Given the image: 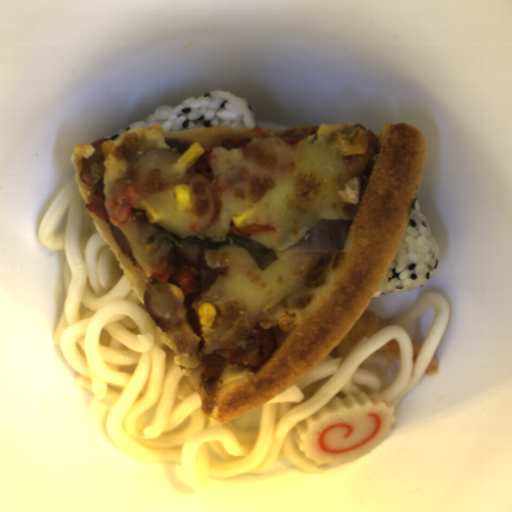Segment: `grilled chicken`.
Wrapping results in <instances>:
<instances>
[{
	"mask_svg": "<svg viewBox=\"0 0 512 512\" xmlns=\"http://www.w3.org/2000/svg\"><path fill=\"white\" fill-rule=\"evenodd\" d=\"M202 156L186 170L185 176L174 185L184 183L189 188L190 204L193 215L204 220L207 230L214 226L222 212L220 182L210 160L213 147H205Z\"/></svg>",
	"mask_w": 512,
	"mask_h": 512,
	"instance_id": "obj_1",
	"label": "grilled chicken"
},
{
	"mask_svg": "<svg viewBox=\"0 0 512 512\" xmlns=\"http://www.w3.org/2000/svg\"><path fill=\"white\" fill-rule=\"evenodd\" d=\"M278 338L275 330H262L255 343V347L249 351L236 349L212 351L201 359L206 364L202 374V381H211L217 377L223 364H236L248 369H258L265 363L277 349Z\"/></svg>",
	"mask_w": 512,
	"mask_h": 512,
	"instance_id": "obj_2",
	"label": "grilled chicken"
},
{
	"mask_svg": "<svg viewBox=\"0 0 512 512\" xmlns=\"http://www.w3.org/2000/svg\"><path fill=\"white\" fill-rule=\"evenodd\" d=\"M184 272L195 275L198 290H205L215 276L205 257L204 247L194 245H174L169 251L168 267L165 273L169 278L165 285L177 286V278Z\"/></svg>",
	"mask_w": 512,
	"mask_h": 512,
	"instance_id": "obj_3",
	"label": "grilled chicken"
},
{
	"mask_svg": "<svg viewBox=\"0 0 512 512\" xmlns=\"http://www.w3.org/2000/svg\"><path fill=\"white\" fill-rule=\"evenodd\" d=\"M107 140L112 139L109 137L92 142L90 146L96 151L91 156L82 159L81 179L94 191H104L106 156L102 150V143Z\"/></svg>",
	"mask_w": 512,
	"mask_h": 512,
	"instance_id": "obj_4",
	"label": "grilled chicken"
}]
</instances>
